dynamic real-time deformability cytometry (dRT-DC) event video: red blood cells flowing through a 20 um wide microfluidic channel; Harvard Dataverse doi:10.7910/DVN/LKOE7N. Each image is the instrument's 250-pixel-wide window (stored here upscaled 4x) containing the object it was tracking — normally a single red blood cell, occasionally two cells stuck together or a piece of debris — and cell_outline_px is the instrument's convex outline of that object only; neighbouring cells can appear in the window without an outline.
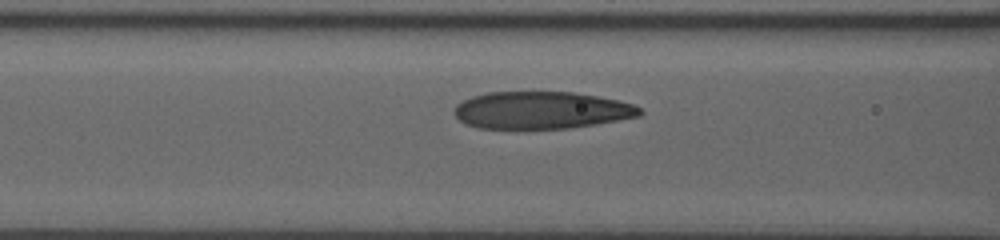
{"species": "human", "species_latin": "Homo sapiens", "temperature_condition": "room temperature", "stored_images_in_passage": 34, "camera_frame_rate_fps": 3000, "um_per_image_px": 0.085, "donor": {"sex": "male"}, "frame": {"image": 1, "passage_image": 11, "time_ms": 3.333, "image_size_px": [1000, 240], "cell_outline_px": [[644, 112], [640, 116], [596, 124], [568, 128], [516, 132], [480, 128], [468, 124], [460, 120], [452, 112], [456, 104], [472, 96], [488, 92], [572, 92], [596, 96], [616, 100], [632, 104], [640, 108]], "centroid_in_image_um": [45.96, 9.41], "position_along_channel_um": 120.6, "area_um2": 41.33}}
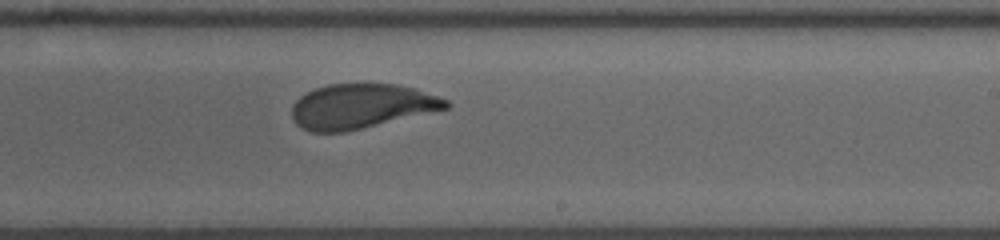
{"frame": {"image": 2, "passage_image": 22, "time_ms": 7.0, "image_size_px": [1000, 240], "cell_outline_px": [[452, 104], [448, 108], [344, 132], [312, 132], [300, 128], [296, 124], [292, 116], [292, 104], [300, 96], [316, 88], [328, 84], [396, 84], [416, 88], [448, 100]], "centroid_in_image_um": [30.69, 9.03], "position_along_channel_um": 258.3, "area_um2": 39.88}}
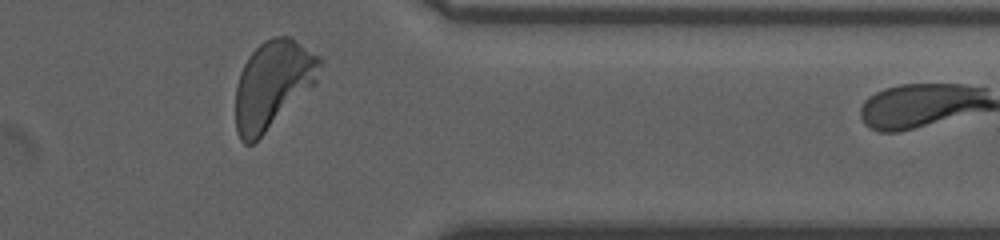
{"frame": {"image": 3, "passage_image": 33, "time_ms": 10.667, "image_size_px": [1000, 240], "cell_outline_px": [[324, 60], [316, 84], [252, 144], [244, 144], [240, 140], [236, 132], [236, 88], [240, 72], [248, 56], [264, 40], [272, 36], [288, 36], [320, 56]], "centroid_in_image_um": [23.2, 7.16], "position_along_channel_um": 388.2, "area_um2": 43.0}, "authors_computed_cell_mechanics": {"area_um2": 41.6738, "velocity_mm_per_s": 3.7551, "shape_relaxation_time_tau1_ms": 3.7057, "shape_relaxation_time_tau2_ms": 0.902, "deformation_change_tau1": 0.1689, "deformation_change_tau2": 0.0808}}